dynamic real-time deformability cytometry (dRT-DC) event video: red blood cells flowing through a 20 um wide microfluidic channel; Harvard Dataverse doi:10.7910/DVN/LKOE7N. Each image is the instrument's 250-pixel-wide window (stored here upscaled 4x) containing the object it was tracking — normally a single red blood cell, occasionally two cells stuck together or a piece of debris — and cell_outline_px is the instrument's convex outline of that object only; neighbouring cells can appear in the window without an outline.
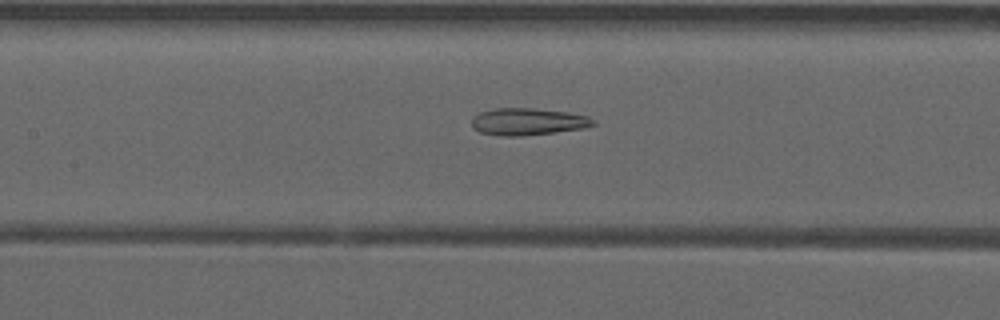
{"species": "common noctule bat (a hibernating species)", "species_latin": "Nyctalus noctula", "temperature_condition": "warm", "stored_images_in_passage": 43, "camera_frame_rate_fps": 3000, "um_per_image_px": 0.085, "animal": {"sex": "male", "forearm_length_mm": 52.5}, "frame": {"image": 1, "passage_image": 25, "time_ms": 8.0, "image_size_px": [1000, 320], "cell_outline_px": [[596, 124], [584, 128], [556, 132], [520, 136], [504, 136], [480, 132], [472, 128], [472, 116], [480, 112], [496, 108], [536, 108], [568, 112], [588, 116], [596, 120]], "centroid_in_image_um": [44.88, 10.33], "position_along_channel_um": 162.5, "area_um2": 19.31}}
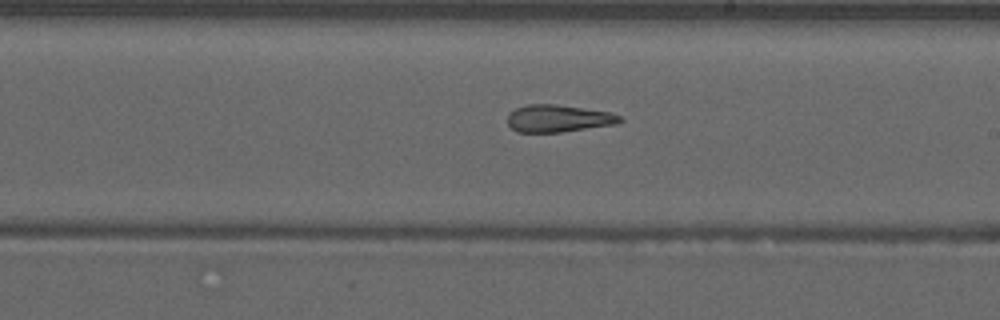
{"frame": {"image": 2, "passage_image": 31, "time_ms": 10.0, "image_size_px": [1000, 320], "cell_outline_px": [[624, 120], [616, 124], [560, 132], [516, 132], [508, 124], [508, 112], [516, 108], [528, 104], [552, 104], [608, 112], [620, 116]], "centroid_in_image_um": [47.41, 10.07], "position_along_channel_um": 241.6, "area_um2": 17.63}}
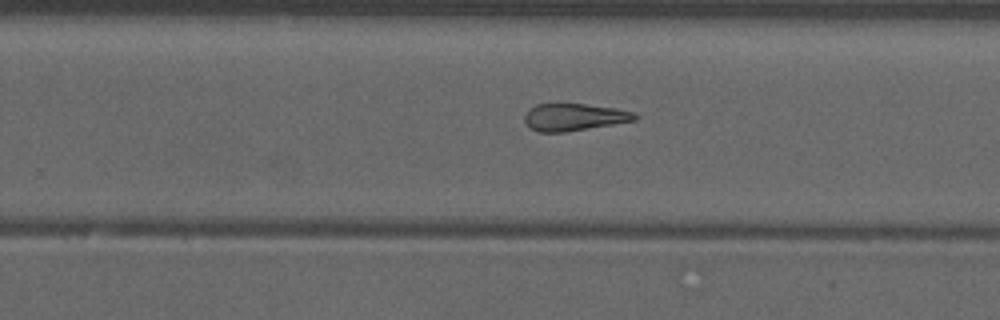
{"frame": {"image": 3, "passage_image": 34, "time_ms": 11.0, "image_size_px": [1000, 320], "cell_outline_px": [[640, 116], [636, 120], [564, 132], [536, 132], [524, 120], [524, 116], [528, 108], [536, 104], [588, 104], [616, 108], [632, 112]], "centroid_in_image_um": [48.78, 9.94], "position_along_channel_um": 281.0, "area_um2": 17.4}}